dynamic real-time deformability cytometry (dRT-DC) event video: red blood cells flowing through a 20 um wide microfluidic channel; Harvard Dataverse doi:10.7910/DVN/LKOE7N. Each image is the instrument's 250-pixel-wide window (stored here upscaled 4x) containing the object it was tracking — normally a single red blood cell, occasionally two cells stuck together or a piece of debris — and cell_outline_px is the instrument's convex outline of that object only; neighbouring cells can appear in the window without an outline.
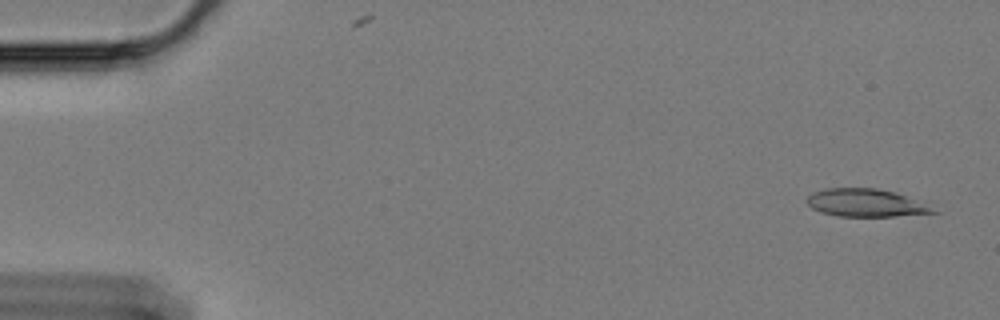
{"species": "Egyptian fruit bat (a non-hibernating species)", "species_latin": "Rousettus aegyptiacus", "temperature_condition": "cold", "stored_images_in_passage": 60, "camera_frame_rate_fps": 3000, "um_per_image_px": 0.085, "animal": {"sex": "female"}, "frame": {"image": 1, "passage_image": 3, "time_ms": 0.667, "image_size_px": [1000, 320], "cell_outline_px": [[940, 212], [896, 216], [836, 216], [820, 212], [812, 208], [808, 204], [808, 196], [812, 192], [824, 188], [876, 188], [892, 192], [904, 196]], "centroid_in_image_um": [73.48, 17.24], "position_along_channel_um": 11.5, "area_um2": 19.94}}
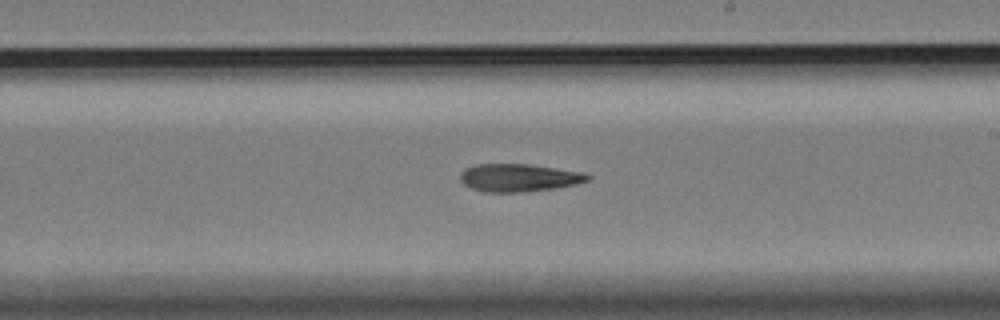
{"frame": {"image": 2, "passage_image": 35, "time_ms": 11.333, "image_size_px": [1000, 320], "cell_outline_px": [[592, 176], [588, 180], [576, 184], [556, 188], [528, 192], [484, 192], [472, 188], [464, 184], [460, 180], [460, 176], [468, 168], [476, 164], [528, 164], [584, 172]], "centroid_in_image_um": [44.15, 15.11], "position_along_channel_um": 244.9, "area_um2": 20.58}}
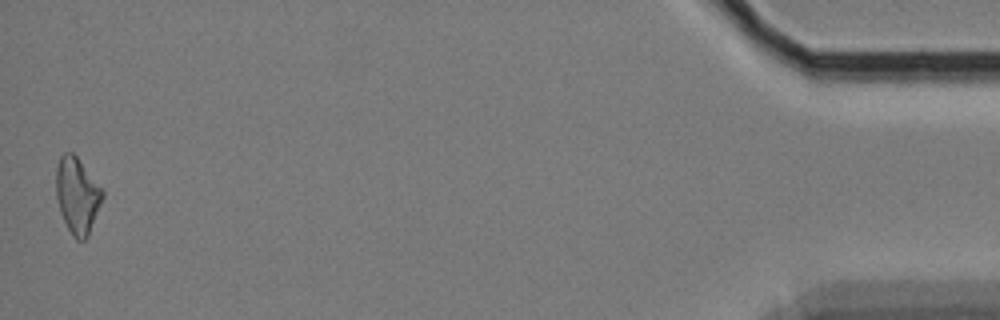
{"frame": {"image": 3, "passage_image": 59, "time_ms": 19.333, "image_size_px": [1000, 320], "cell_outline_px": [[104, 196], [88, 236], [84, 240], [76, 240], [72, 236], [60, 212], [56, 196], [56, 168], [60, 156], [64, 152], [72, 152], [76, 156], [104, 188]], "centroid_in_image_um": [6.58, 16.6], "position_along_channel_um": 428.6, "area_um2": 20.75}, "authors_computed_cell_mechanics": {"area_um2": 20.9814, "velocity_mm_per_s": 3.3761, "shape_relaxation_time_tau1_ms": 5.0657, "shape_relaxation_time_tau2_ms": null, "deformation_change_tau1": 0.1328, "deformation_change_tau2": null}}